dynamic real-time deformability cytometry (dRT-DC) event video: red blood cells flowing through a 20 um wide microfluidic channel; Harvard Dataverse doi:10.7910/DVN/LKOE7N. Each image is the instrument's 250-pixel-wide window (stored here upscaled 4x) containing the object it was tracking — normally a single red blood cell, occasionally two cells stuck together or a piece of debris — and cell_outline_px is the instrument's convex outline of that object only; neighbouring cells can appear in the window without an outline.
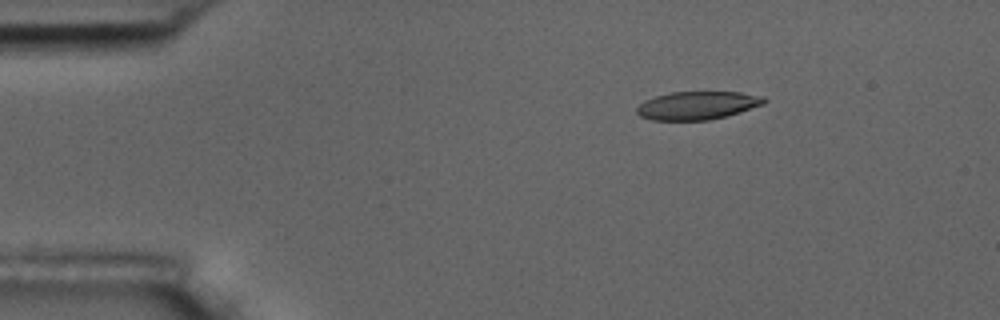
{"species": "common noctule bat (a hibernating species)", "species_latin": "Nyctalus noctula", "temperature_condition": "room temperature", "stored_images_in_passage": 6, "camera_frame_rate_fps": 3000, "um_per_image_px": 0.085, "animal": {"sex": "male", "body_mass_g": 17.5, "forearm_length_mm": 52.3}, "frame": {"image": 1, "passage_image": 3, "time_ms": 2.333, "image_size_px": [1000, 320], "cell_outline_px": [[768, 100], [764, 104], [724, 116], [708, 120], [652, 120], [640, 116], [636, 112], [636, 108], [644, 100], [656, 96], [672, 92], [740, 92], [764, 96]], "centroid_in_image_um": [59.27, 8.95], "position_along_channel_um": 25.7, "area_um2": 20.75}}